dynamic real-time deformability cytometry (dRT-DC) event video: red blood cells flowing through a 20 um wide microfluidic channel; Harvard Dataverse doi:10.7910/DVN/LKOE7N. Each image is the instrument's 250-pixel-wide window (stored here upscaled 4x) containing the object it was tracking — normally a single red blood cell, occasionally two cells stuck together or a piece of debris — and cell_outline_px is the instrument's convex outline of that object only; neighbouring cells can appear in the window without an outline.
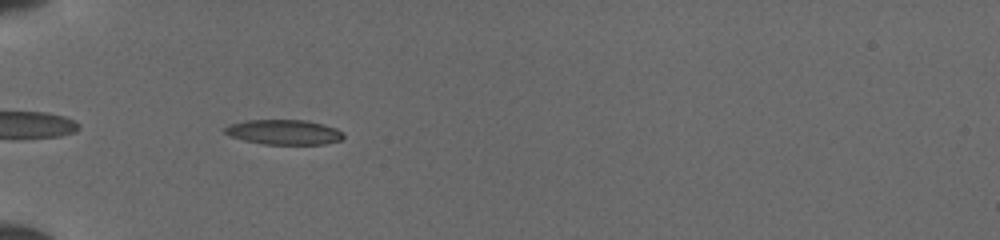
{"species": "common noctule bat (a hibernating species)", "species_latin": "Nyctalus noctula", "temperature_condition": "cold", "stored_images_in_passage": 36, "camera_frame_rate_fps": 3000, "um_per_image_px": 0.085, "animal": {"sex": "female", "body_mass_g": 19.5, "forearm_length_mm": 54.1}, "frame": {"image": 1, "passage_image": 3, "time_ms": 0.667, "image_size_px": [1000, 240], "cell_outline_px": [[344, 140], [324, 144], [264, 144], [244, 140], [232, 136], [224, 132], [224, 128], [228, 124], [244, 120], [308, 120], [324, 124], [336, 128], [344, 132]], "centroid_in_image_um": [24.18, 11.22], "position_along_channel_um": 60.8, "area_um2": 17.4}}
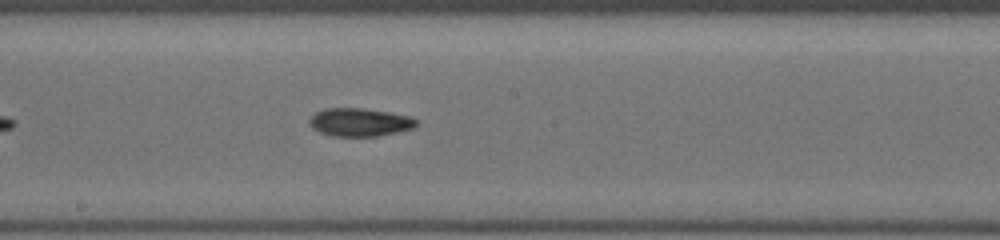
{"frame": {"image": 2, "passage_image": 15, "time_ms": 4.667, "image_size_px": [1000, 240], "cell_outline_px": [[416, 124], [412, 128], [396, 132], [376, 136], [332, 136], [320, 132], [312, 128], [308, 120], [316, 112], [324, 108], [364, 108], [388, 112], [408, 116], [416, 120]], "centroid_in_image_um": [30.52, 10.38], "position_along_channel_um": 217.7, "area_um2": 17.34}}
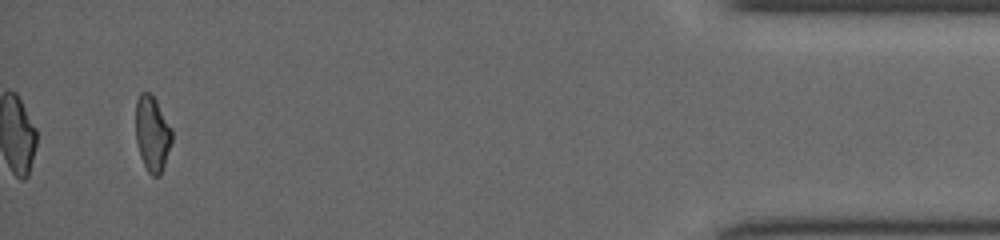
{"frame": {"image": 3, "passage_image": 34, "time_ms": 11.0, "image_size_px": [1000, 240], "cell_outline_px": [[172, 140], [160, 176], [152, 176], [148, 172], [140, 156], [136, 140], [136, 100], [140, 92], [148, 92], [156, 100], [172, 128]], "centroid_in_image_um": [12.94, 11.35], "position_along_channel_um": 422.3, "area_um2": 15.84}}